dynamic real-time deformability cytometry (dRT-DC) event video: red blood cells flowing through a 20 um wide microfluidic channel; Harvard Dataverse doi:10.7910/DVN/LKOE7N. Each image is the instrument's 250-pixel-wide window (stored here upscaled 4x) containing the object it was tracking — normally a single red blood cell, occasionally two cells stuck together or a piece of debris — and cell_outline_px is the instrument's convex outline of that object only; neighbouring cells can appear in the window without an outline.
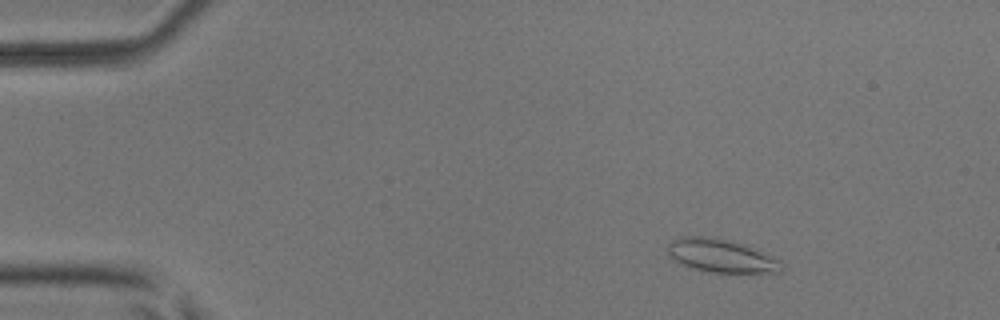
{"species": "common noctule bat (a hibernating species)", "species_latin": "Nyctalus noctula", "temperature_condition": "room temperature", "stored_images_in_passage": 17, "camera_frame_rate_fps": 3000, "um_per_image_px": 0.085, "animal": {"sex": "male", "body_mass_g": 17.9, "forearm_length_mm": 54.2}, "frame": {"image": 1, "passage_image": 7, "time_ms": 2.0, "image_size_px": [1000, 320], "cell_outline_px": [[784, 272], [712, 272], [692, 268], [668, 256], [668, 244], [672, 240], [680, 236], [712, 236], [744, 244], [756, 248], [780, 260], [784, 264]], "centroid_in_image_um": [61.34, 21.72], "position_along_channel_um": 23.7, "area_um2": 22.2}}